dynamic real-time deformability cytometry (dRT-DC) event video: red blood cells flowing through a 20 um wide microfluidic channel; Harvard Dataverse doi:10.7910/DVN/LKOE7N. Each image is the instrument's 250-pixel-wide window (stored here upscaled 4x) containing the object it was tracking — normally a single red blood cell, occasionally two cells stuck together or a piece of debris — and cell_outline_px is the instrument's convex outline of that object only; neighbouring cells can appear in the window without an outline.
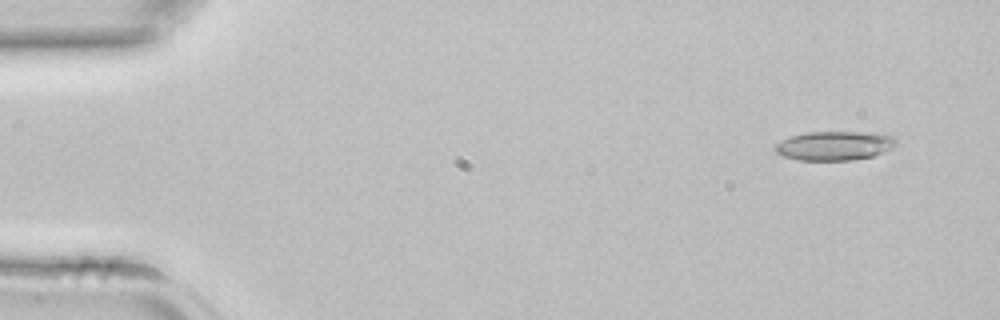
{"species": "common noctule bat (a hibernating species)", "species_latin": "Nyctalus noctula", "temperature_condition": "room temperature", "stored_images_in_passage": 41, "camera_frame_rate_fps": 3000, "um_per_image_px": 0.085, "animal": {"sex": "female", "body_mass_g": 22.7, "forearm_length_mm": 54.2}, "frame": {"image": 1, "passage_image": 2, "time_ms": 0.333, "image_size_px": [1000, 320], "cell_outline_px": [[896, 144], [892, 148], [884, 152], [872, 156], [852, 160], [800, 160], [784, 156], [776, 152], [772, 148], [776, 144], [792, 136], [804, 132], [864, 132], [892, 136], [896, 140]], "centroid_in_image_um": [70.92, 12.39], "position_along_channel_um": 14.1, "area_um2": 20.35}}
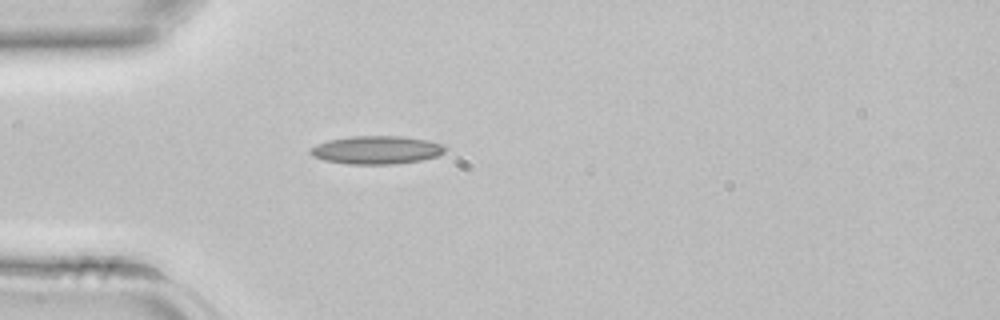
{"frame": {"image": 2, "passage_image": 11, "time_ms": 3.333, "image_size_px": [1000, 320], "cell_outline_px": [[444, 152], [436, 156], [420, 160], [392, 164], [348, 164], [324, 160], [312, 156], [308, 152], [308, 148], [316, 144], [328, 140], [352, 136], [404, 136], [428, 140], [440, 144], [444, 148]], "centroid_in_image_um": [31.93, 12.74], "position_along_channel_um": 53.1, "area_um2": 22.08}}
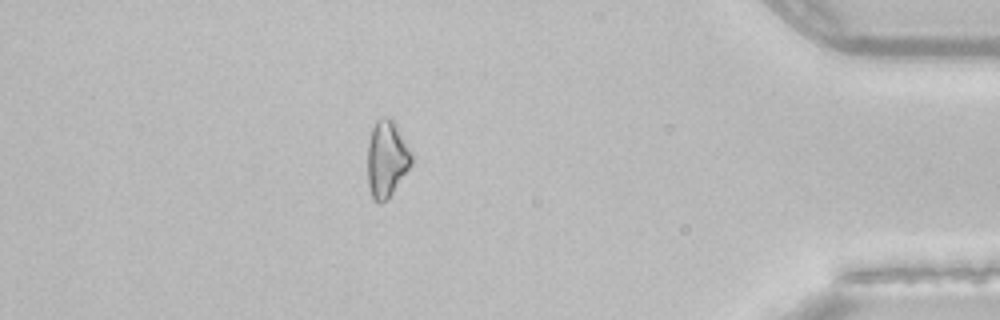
{"frame": {"image": 3, "passage_image": 36, "time_ms": 11.667, "image_size_px": [1000, 320], "cell_outline_px": [[412, 164], [392, 192], [380, 204], [372, 200], [368, 184], [368, 144], [372, 128], [376, 120], [380, 116], [392, 116], [412, 152]], "centroid_in_image_um": [32.87, 13.44], "position_along_channel_um": 402.3, "area_um2": 19.77}}